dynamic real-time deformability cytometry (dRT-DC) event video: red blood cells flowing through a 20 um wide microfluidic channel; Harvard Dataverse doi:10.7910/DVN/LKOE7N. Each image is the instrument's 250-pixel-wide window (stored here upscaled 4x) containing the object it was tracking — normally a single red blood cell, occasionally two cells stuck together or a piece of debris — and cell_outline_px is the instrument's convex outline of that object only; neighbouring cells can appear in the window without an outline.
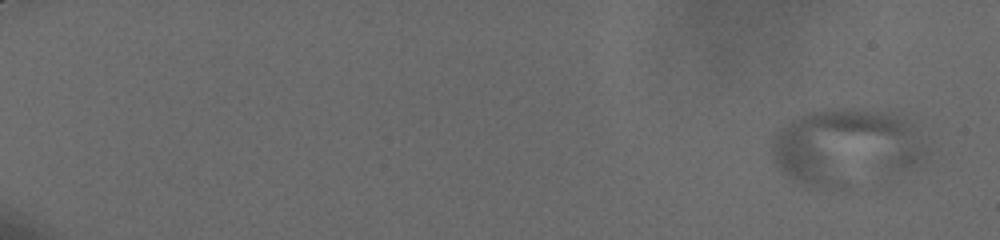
{"species": "human", "species_latin": "Homo sapiens", "temperature_condition": "cold", "stored_images_in_passage": 58, "camera_frame_rate_fps": 3000, "um_per_image_px": 0.085, "donor": {"sex": "male"}, "frame": {"image": 1, "passage_image": 1, "time_ms": 0.0, "image_size_px": [1000, 240], "cell_outline_px": [[924, 160], [904, 168], [848, 188], [808, 188], [784, 172], [772, 160], [772, 144], [776, 132], [800, 116], [808, 112], [828, 108], [852, 108], [900, 112], [912, 124], [924, 148]], "centroid_in_image_um": [71.89, 12.48], "position_along_channel_um": 13.1, "area_um2": 68.78}}
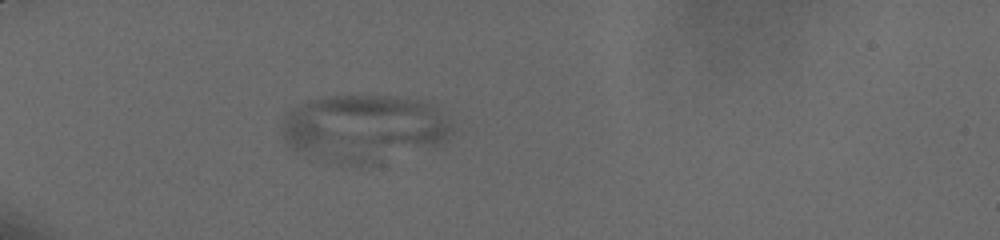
{"frame": {"image": 2, "passage_image": 19, "time_ms": 6.0, "image_size_px": [1000, 240], "cell_outline_px": [[452, 132], [440, 144], [380, 164], [348, 164], [308, 160], [296, 152], [284, 140], [284, 116], [288, 112], [308, 100], [324, 96], [396, 96], [424, 100], [436, 104], [452, 124]], "centroid_in_image_um": [30.96, 10.92], "position_along_channel_um": 54.0, "area_um2": 67.92}}